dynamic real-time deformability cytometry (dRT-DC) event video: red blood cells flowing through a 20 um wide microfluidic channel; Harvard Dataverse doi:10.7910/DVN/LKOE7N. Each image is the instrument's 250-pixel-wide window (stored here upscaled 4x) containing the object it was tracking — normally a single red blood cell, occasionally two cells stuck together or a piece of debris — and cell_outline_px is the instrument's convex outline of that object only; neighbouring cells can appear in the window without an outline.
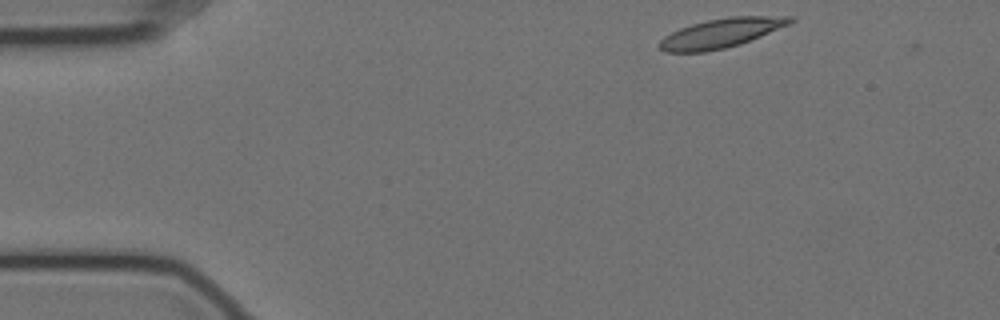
{"species": "Egyptian fruit bat (a non-hibernating species)", "species_latin": "Rousettus aegyptiacus", "temperature_condition": "cold", "stored_images_in_passage": 51, "camera_frame_rate_fps": 3000, "um_per_image_px": 0.085, "animal": {"sex": "female"}, "frame": {"image": 1, "passage_image": 1, "time_ms": 0.0, "image_size_px": [1000, 320], "cell_outline_px": [[796, 20], [792, 24], [740, 44], [724, 48], [704, 52], [664, 52], [660, 48], [660, 40], [664, 36], [680, 28], [692, 24], [708, 20], [732, 16], [792, 16]], "centroid_in_image_um": [61.35, 2.8], "position_along_channel_um": 23.7, "area_um2": 22.25}}
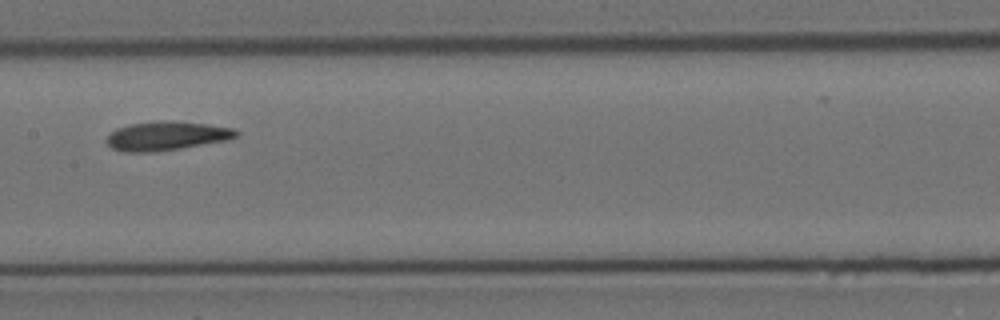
{"frame": {"image": 2, "passage_image": 22, "time_ms": 7.0, "image_size_px": [1000, 320], "cell_outline_px": [[240, 132], [236, 136], [228, 140], [180, 148], [152, 152], [124, 152], [112, 148], [104, 140], [108, 132], [116, 128], [128, 124], [160, 120], [176, 120], [208, 124], [232, 128]], "centroid_in_image_um": [14.1, 11.53], "position_along_channel_um": 193.3, "area_um2": 22.2}}
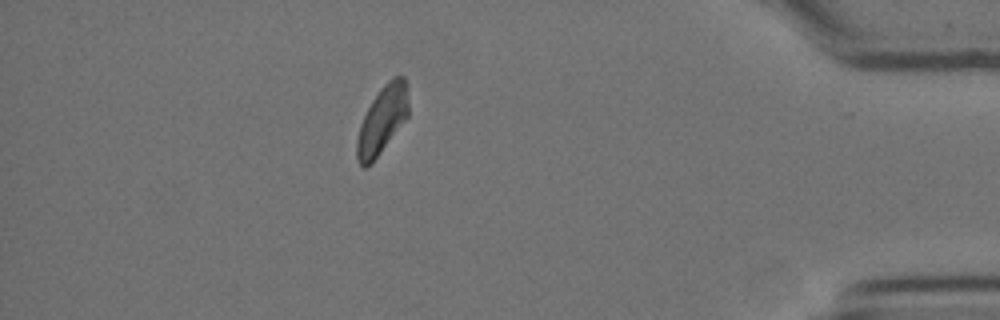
{"frame": {"image": 3, "passage_image": 44, "time_ms": 14.333, "image_size_px": [1000, 320], "cell_outline_px": [[408, 116], [372, 164], [364, 168], [360, 164], [356, 156], [356, 140], [360, 124], [372, 100], [380, 88], [392, 76], [404, 76], [408, 100]], "centroid_in_image_um": [32.47, 10.21], "position_along_channel_um": 402.7, "area_um2": 20.23}, "authors_computed_cell_mechanics": {"area_um2": 21.3282, "velocity_mm_per_s": 3.4684, "shape_relaxation_time_tau1_ms": null, "shape_relaxation_time_tau2_ms": 3.2494, "deformation_change_tau1": null, "deformation_change_tau2": 0.0852}}